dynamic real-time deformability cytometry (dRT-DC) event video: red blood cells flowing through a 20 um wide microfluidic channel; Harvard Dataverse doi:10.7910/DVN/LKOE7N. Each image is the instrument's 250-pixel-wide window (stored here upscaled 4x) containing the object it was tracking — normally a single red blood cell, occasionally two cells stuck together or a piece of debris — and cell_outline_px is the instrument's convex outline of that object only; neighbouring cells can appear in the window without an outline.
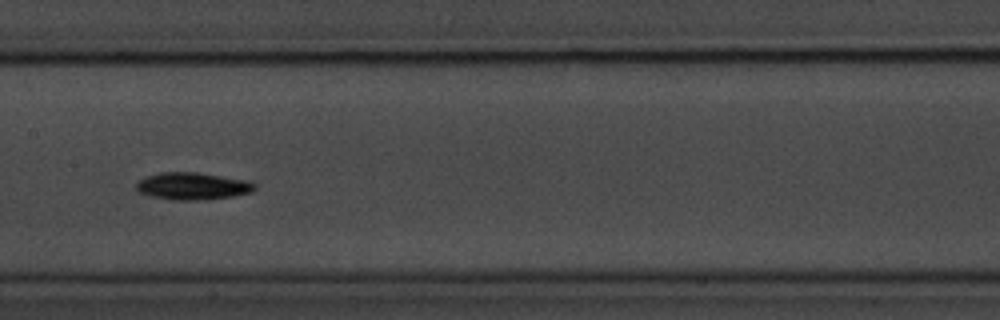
{"species": "common noctule bat (a hibernating species)", "species_latin": "Nyctalus noctula", "temperature_condition": "room temperature", "stored_images_in_passage": 42, "camera_frame_rate_fps": 3000, "um_per_image_px": 0.085, "animal": {"sex": "male", "body_mass_g": 20.1, "forearm_length_mm": 53.5}, "frame": {"image": 1, "passage_image": 13, "time_ms": 4.0, "image_size_px": [1000, 320], "cell_outline_px": [[256, 188], [252, 192], [232, 196], [208, 200], [172, 200], [148, 196], [136, 192], [136, 184], [140, 180], [148, 176], [160, 172], [196, 172], [248, 180], [256, 184]], "centroid_in_image_um": [16.36, 15.83], "position_along_channel_um": 191.0, "area_um2": 19.02}}
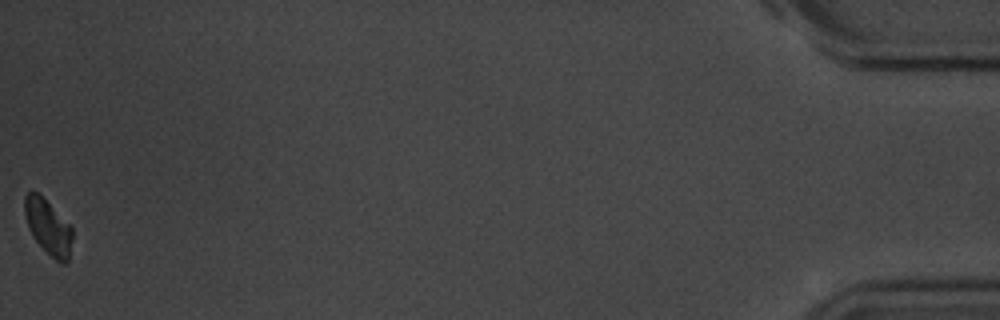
{"frame": {"image": 2, "passage_image": 42, "time_ms": 13.667, "image_size_px": [1000, 320], "cell_outline_px": [[72, 240], [68, 260], [64, 264], [60, 264], [32, 236], [28, 228], [24, 212], [24, 196], [28, 192], [36, 192], [72, 224]], "centroid_in_image_um": [4.11, 19.28], "position_along_channel_um": 431.1, "area_um2": 15.26}, "authors_computed_cell_mechanics": {"area_um2": 16.4152, "velocity_mm_per_s": 3.4986, "shape_relaxation_time_tau1_ms": 1.6756, "shape_relaxation_time_tau2_ms": null, "deformation_change_tau1": 0.1035, "deformation_change_tau2": null}}